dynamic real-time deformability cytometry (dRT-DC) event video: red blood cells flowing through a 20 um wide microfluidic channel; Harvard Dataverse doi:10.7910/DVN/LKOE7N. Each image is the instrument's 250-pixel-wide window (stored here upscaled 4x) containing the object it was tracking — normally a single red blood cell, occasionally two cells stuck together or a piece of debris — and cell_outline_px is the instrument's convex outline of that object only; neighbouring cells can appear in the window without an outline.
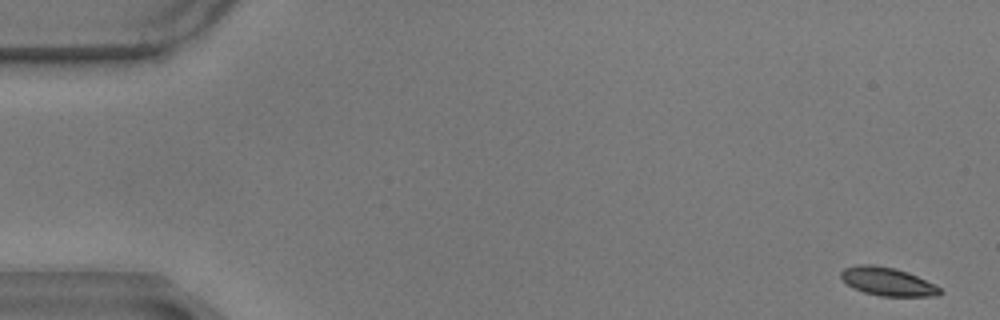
{"species": "common noctule bat (a hibernating species)", "species_latin": "Nyctalus noctula", "temperature_condition": "warm", "stored_images_in_passage": 59, "camera_frame_rate_fps": 3000, "um_per_image_px": 0.085, "animal": {"sex": "male", "body_mass_g": 17.9}, "frame": {"image": 1, "passage_image": 1, "time_ms": 0.0, "image_size_px": [1000, 320], "cell_outline_px": [[944, 292], [936, 296], [880, 296], [864, 292], [852, 288], [840, 276], [840, 272], [844, 268], [856, 264], [872, 264], [896, 268], [908, 272], [936, 284]], "centroid_in_image_um": [75.46, 23.92], "position_along_channel_um": 9.5, "area_um2": 16.53}}
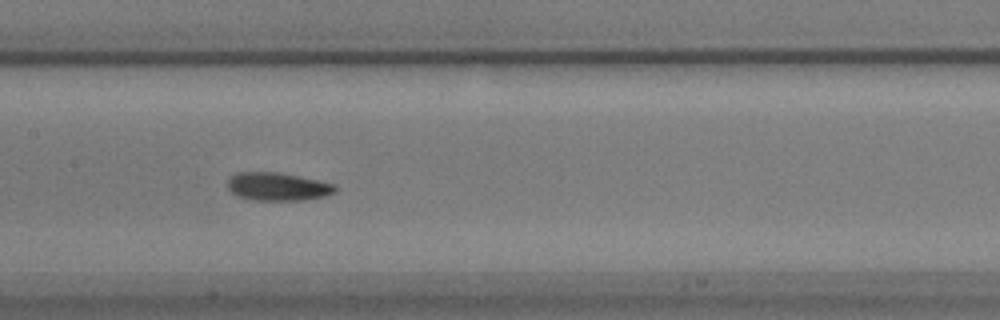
{"frame": {"image": 2, "passage_image": 28, "time_ms": 9.0, "image_size_px": [1000, 320], "cell_outline_px": [[336, 192], [324, 196], [304, 200], [252, 200], [240, 196], [232, 192], [228, 188], [228, 180], [236, 172], [280, 172], [316, 180], [332, 184], [336, 188]], "centroid_in_image_um": [23.58, 15.86], "position_along_channel_um": 183.8, "area_um2": 17.4}}
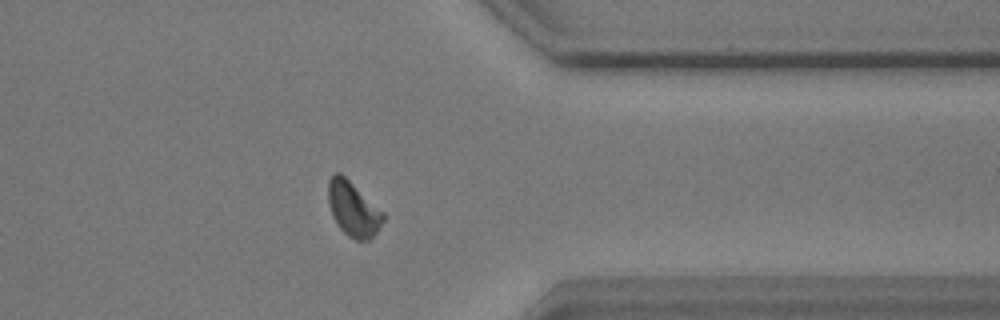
{"frame": {"image": 3, "passage_image": 46, "time_ms": 15.0, "image_size_px": [1000, 320], "cell_outline_px": [[384, 220], [376, 232], [368, 240], [356, 240], [348, 236], [340, 228], [332, 216], [328, 200], [328, 180], [336, 172], [340, 172], [384, 212]], "centroid_in_image_um": [30.01, 17.76], "position_along_channel_um": 381.4, "area_um2": 17.34}, "authors_computed_cell_mechanics": {"area_um2": 17.2822, "velocity_mm_per_s": 3.449, "shape_relaxation_time_tau1_ms": 3.6351, "shape_relaxation_time_tau2_ms": 6.3766, "deformation_change_tau1": 0.1068, "deformation_change_tau2": 0.0928}}